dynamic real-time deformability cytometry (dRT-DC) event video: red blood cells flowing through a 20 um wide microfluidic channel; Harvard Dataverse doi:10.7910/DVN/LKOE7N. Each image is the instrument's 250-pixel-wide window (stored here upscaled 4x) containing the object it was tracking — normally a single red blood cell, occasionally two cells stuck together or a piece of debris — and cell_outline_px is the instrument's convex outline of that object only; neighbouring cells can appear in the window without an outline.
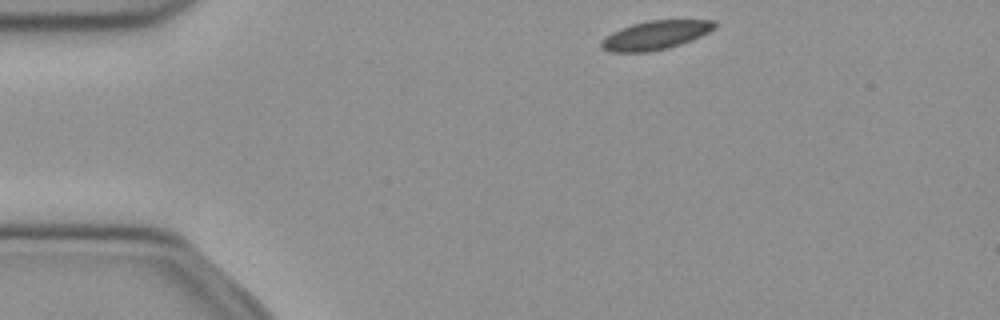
{"species": "common noctule bat (a hibernating species)", "species_latin": "Nyctalus noctula", "temperature_condition": "cold", "stored_images_in_passage": 44, "camera_frame_rate_fps": 3000, "um_per_image_px": 0.085, "animal": {"sex": "female", "body_mass_g": 21.9}, "frame": {"image": 1, "passage_image": 1, "time_ms": 0.0, "image_size_px": [1000, 320], "cell_outline_px": [[716, 28], [692, 40], [668, 48], [648, 52], [608, 52], [600, 48], [600, 40], [612, 32], [620, 28], [632, 24], [648, 20], [716, 20]], "centroid_in_image_um": [55.68, 2.99], "position_along_channel_um": 29.3, "area_um2": 19.19}}
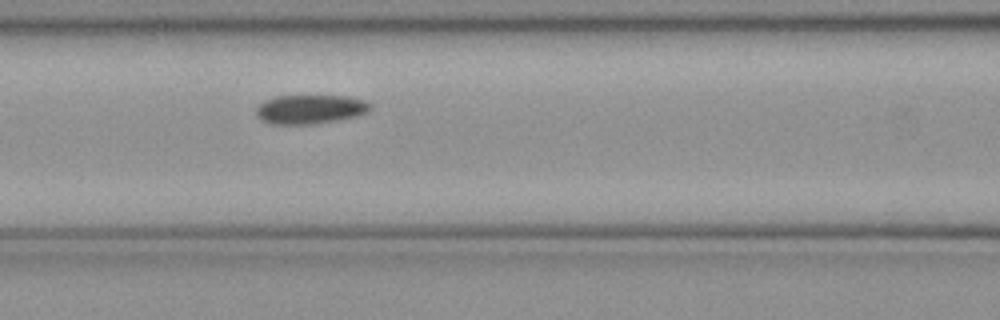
{"frame": {"image": 2, "passage_image": 14, "time_ms": 4.333, "image_size_px": [1000, 320], "cell_outline_px": [[372, 108], [368, 112], [356, 116], [336, 120], [312, 124], [272, 124], [260, 120], [256, 116], [256, 108], [264, 100], [276, 96], [348, 96], [364, 100], [372, 104]], "centroid_in_image_um": [26.36, 9.28], "position_along_channel_um": 140.2, "area_um2": 19.42}}
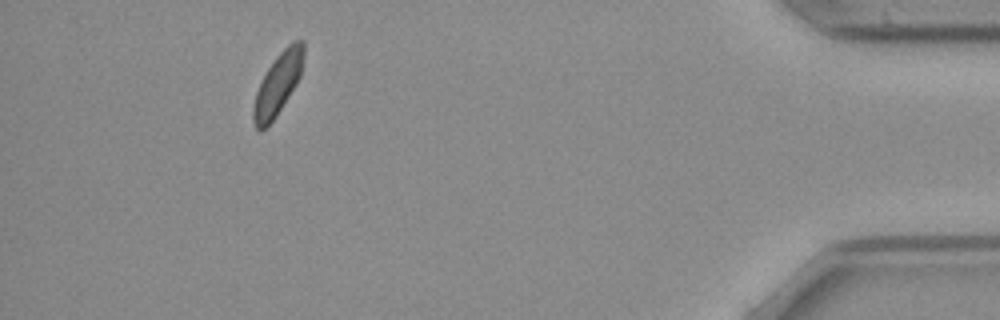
{"frame": {"image": 3, "passage_image": 40, "time_ms": 13.0, "image_size_px": [1000, 320], "cell_outline_px": [[304, 56], [300, 76], [296, 84], [276, 116], [260, 132], [256, 128], [252, 120], [252, 108], [256, 92], [268, 68], [276, 56], [288, 44], [296, 40], [304, 40]], "centroid_in_image_um": [23.61, 7.13], "position_along_channel_um": 411.6, "area_um2": 17.86}, "authors_computed_cell_mechanics": {"area_um2": 19.4786, "velocity_mm_per_s": 3.8716, "shape_relaxation_time_tau1_ms": 7.8895, "shape_relaxation_time_tau2_ms": null, "deformation_change_tau1": 0.0855, "deformation_change_tau2": null}}